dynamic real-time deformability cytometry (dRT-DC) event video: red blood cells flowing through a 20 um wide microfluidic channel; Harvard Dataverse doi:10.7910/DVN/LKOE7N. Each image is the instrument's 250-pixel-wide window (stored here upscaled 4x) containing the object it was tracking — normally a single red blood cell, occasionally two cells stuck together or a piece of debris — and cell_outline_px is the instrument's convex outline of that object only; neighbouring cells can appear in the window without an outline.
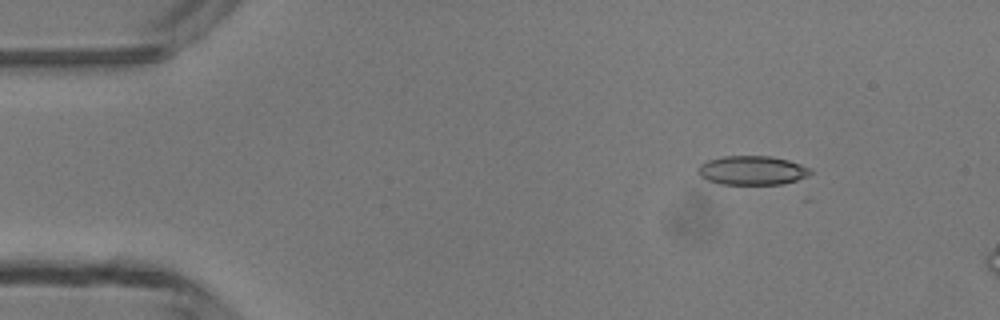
{"species": "common noctule bat (a hibernating species)", "species_latin": "Nyctalus noctula", "temperature_condition": "room temperature", "stored_images_in_passage": 4, "camera_frame_rate_fps": 3000, "um_per_image_px": 0.085, "animal": {"sex": "male", "body_mass_g": 13.3}, "frame": {"image": 1, "passage_image": 2, "time_ms": 1.333, "image_size_px": [1000, 320], "cell_outline_px": [[812, 172], [808, 176], [796, 180], [780, 184], [720, 184], [708, 180], [700, 176], [696, 172], [696, 168], [700, 164], [708, 160], [724, 156], [772, 156], [788, 160], [812, 168]], "centroid_in_image_um": [63.92, 14.48], "position_along_channel_um": 21.1, "area_um2": 19.13}}